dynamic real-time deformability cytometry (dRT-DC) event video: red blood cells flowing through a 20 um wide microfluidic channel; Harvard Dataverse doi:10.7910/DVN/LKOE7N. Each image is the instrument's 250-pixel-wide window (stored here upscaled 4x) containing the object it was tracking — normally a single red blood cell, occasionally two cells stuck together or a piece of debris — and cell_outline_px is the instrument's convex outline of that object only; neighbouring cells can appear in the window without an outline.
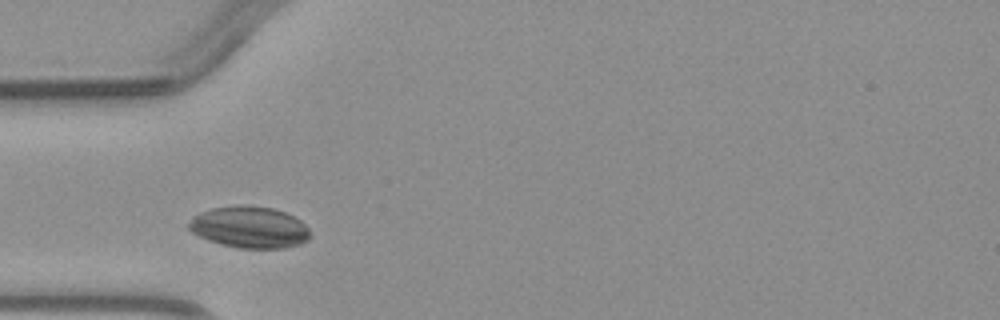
{"species": "common noctule bat (a hibernating species)", "species_latin": "Nyctalus noctula", "temperature_condition": "warm", "stored_images_in_passage": 3, "camera_frame_rate_fps": 3000, "um_per_image_px": 0.085, "animal": {"sex": "male", "body_mass_g": 23.1, "forearm_length_mm": 52.7}, "frame": {"image": 1, "passage_image": 2, "time_ms": 1.333, "image_size_px": [1000, 320], "cell_outline_px": [[312, 236], [308, 240], [300, 244], [284, 248], [236, 248], [220, 244], [208, 240], [192, 232], [188, 228], [188, 224], [192, 216], [200, 212], [212, 208], [240, 204], [244, 204], [272, 208], [284, 212], [300, 220], [308, 228]], "centroid_in_image_um": [21.2, 19.31], "position_along_channel_um": 63.8, "area_um2": 29.65}}
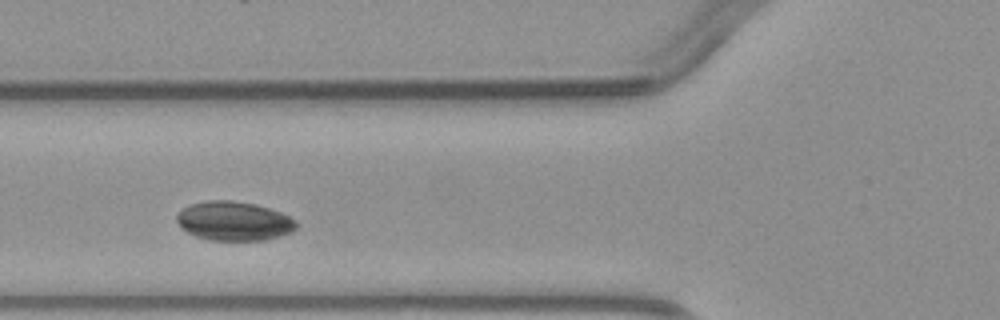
{"frame": {"image": 2, "passage_image": 3, "time_ms": 2.333, "image_size_px": [1000, 320], "cell_outline_px": [[300, 224], [292, 232], [264, 240], [212, 240], [196, 236], [180, 228], [176, 220], [176, 216], [184, 208], [192, 204], [208, 200], [232, 200], [256, 204], [280, 212], [296, 220]], "centroid_in_image_um": [19.9, 18.79], "position_along_channel_um": 105.9, "area_um2": 27.22}}